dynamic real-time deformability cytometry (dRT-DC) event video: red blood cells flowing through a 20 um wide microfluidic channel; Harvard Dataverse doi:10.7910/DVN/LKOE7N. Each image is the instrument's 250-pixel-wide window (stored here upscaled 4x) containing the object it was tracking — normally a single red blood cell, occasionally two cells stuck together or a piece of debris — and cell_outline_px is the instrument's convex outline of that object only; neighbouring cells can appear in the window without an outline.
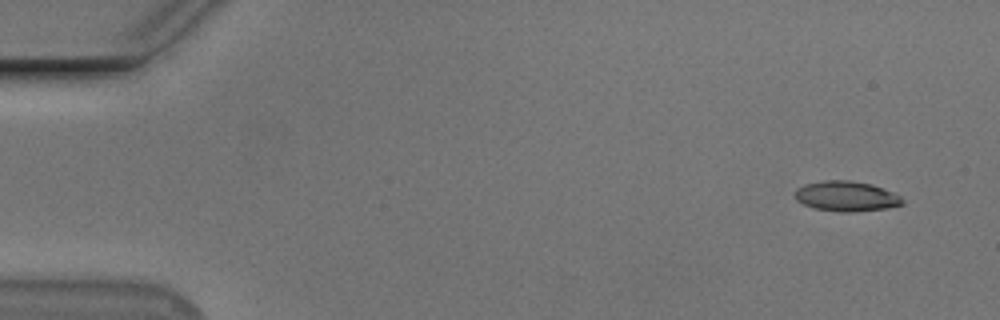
{"species": "Egyptian fruit bat (a non-hibernating species)", "species_latin": "Rousettus aegyptiacus", "temperature_condition": "cold", "stored_images_in_passage": 53, "camera_frame_rate_fps": 3000, "um_per_image_px": 0.085, "animal": {"sex": "male"}, "frame": {"image": 1, "passage_image": 1, "time_ms": 0.0, "image_size_px": [1000, 320], "cell_outline_px": [[904, 204], [884, 208], [852, 212], [840, 212], [816, 208], [804, 204], [796, 200], [792, 196], [792, 192], [796, 188], [804, 184], [824, 180], [852, 180], [872, 184], [892, 192], [900, 196], [904, 200]], "centroid_in_image_um": [71.88, 16.66], "position_along_channel_um": 13.1, "area_um2": 19.02}}
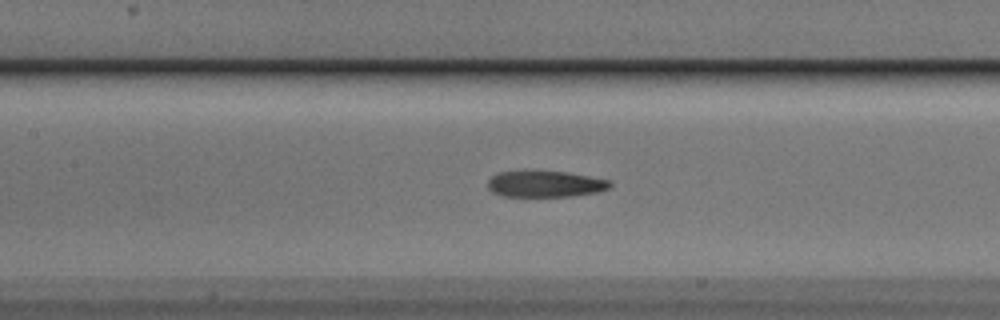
{"frame": {"image": 2, "passage_image": 23, "time_ms": 7.333, "image_size_px": [1000, 320], "cell_outline_px": [[612, 184], [608, 188], [596, 192], [572, 196], [504, 196], [492, 192], [488, 188], [488, 180], [492, 176], [500, 172], [564, 172], [588, 176], [608, 180]], "centroid_in_image_um": [46.32, 15.65], "position_along_channel_um": 161.1, "area_um2": 18.21}}
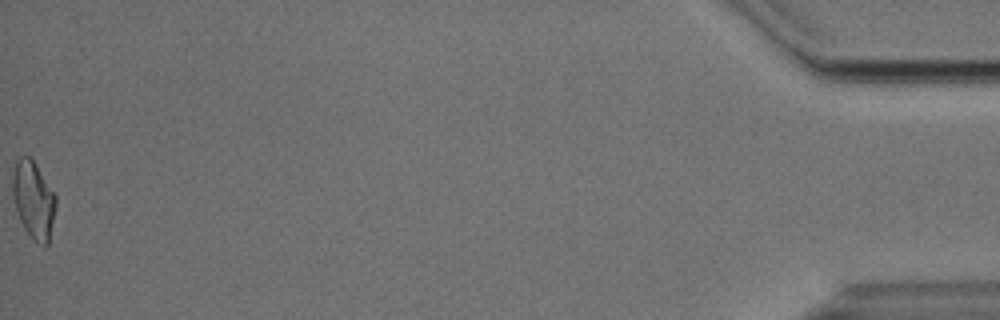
{"frame": {"image": 3, "passage_image": 53, "time_ms": 17.333, "image_size_px": [1000, 320], "cell_outline_px": [[56, 208], [48, 244], [44, 248], [32, 240], [24, 228], [20, 220], [12, 196], [12, 176], [16, 160], [20, 156], [28, 156], [36, 164], [56, 196]], "centroid_in_image_um": [2.84, 17.02], "position_along_channel_um": 432.4, "area_um2": 19.65}, "authors_computed_cell_mechanics": {"area_um2": 19.4786, "velocity_mm_per_s": 3.7267, "shape_relaxation_time_tau1_ms": 4.8083, "shape_relaxation_time_tau2_ms": 2.816, "deformation_change_tau1": 0.1767, "deformation_change_tau2": 0.1235}}